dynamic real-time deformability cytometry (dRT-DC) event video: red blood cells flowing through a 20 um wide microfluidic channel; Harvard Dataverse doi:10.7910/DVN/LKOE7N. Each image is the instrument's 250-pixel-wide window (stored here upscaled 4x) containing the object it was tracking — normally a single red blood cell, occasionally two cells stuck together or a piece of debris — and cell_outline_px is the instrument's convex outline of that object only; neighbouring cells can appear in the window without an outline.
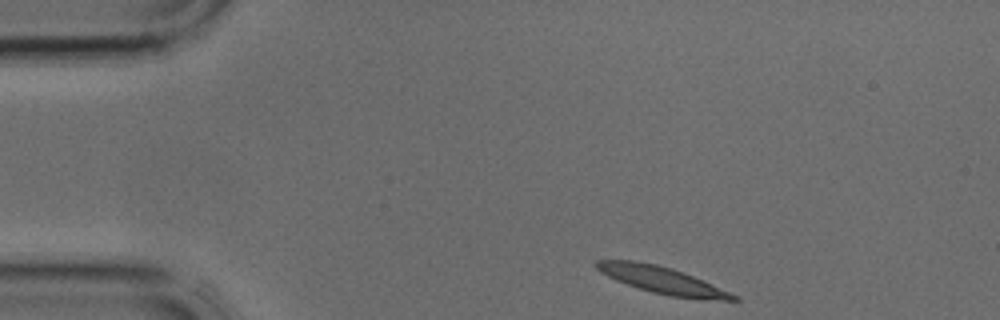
{"species": "common noctule bat (a hibernating species)", "species_latin": "Nyctalus noctula", "temperature_condition": "cold", "stored_images_in_passage": 35, "camera_frame_rate_fps": 3000, "um_per_image_px": 0.085, "animal": {"sex": "male", "body_mass_g": 17.9, "forearm_length_mm": 54.2}, "frame": {"image": 1, "passage_image": 1, "time_ms": 0.0, "image_size_px": [1000, 320], "cell_outline_px": [[740, 300], [700, 300], [672, 296], [652, 292], [616, 280], [600, 272], [592, 264], [596, 260], [636, 260], [656, 264], [672, 268], [692, 276], [740, 296]], "centroid_in_image_um": [56.28, 23.81], "position_along_channel_um": 28.7, "area_um2": 21.44}}
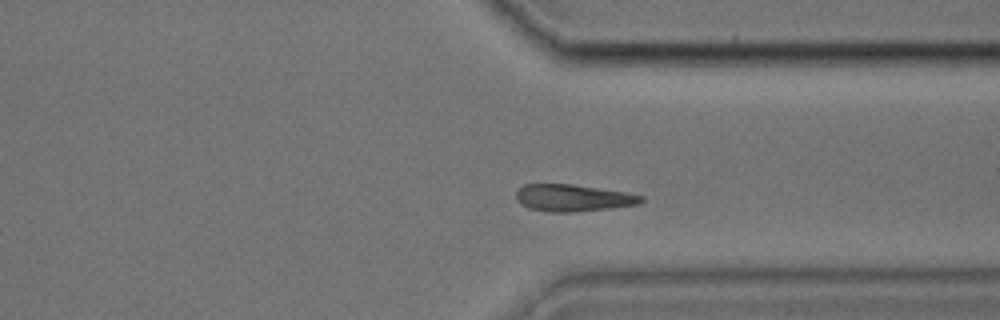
{"frame": {"image": 2, "passage_image": 25, "time_ms": 8.0, "image_size_px": [1000, 320], "cell_outline_px": [[644, 200], [640, 204], [576, 212], [548, 212], [528, 208], [520, 204], [516, 196], [516, 192], [524, 184], [572, 184], [624, 192], [644, 196]], "centroid_in_image_um": [48.69, 16.83], "position_along_channel_um": 362.7, "area_um2": 19.59}}
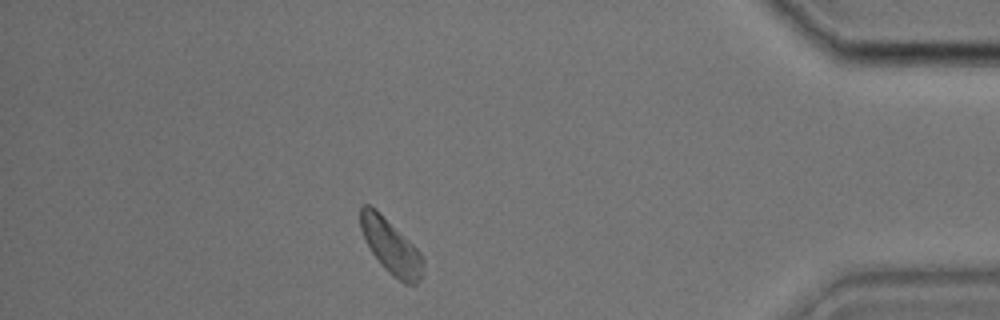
{"frame": {"image": 3, "passage_image": 30, "time_ms": 9.667, "image_size_px": [1000, 320], "cell_outline_px": [[424, 260], [420, 276], [416, 284], [404, 284], [392, 276], [380, 264], [372, 252], [360, 228], [360, 204], [368, 204], [376, 208], [420, 252]], "centroid_in_image_um": [33.2, 20.93], "position_along_channel_um": 402.0, "area_um2": 19.65}}